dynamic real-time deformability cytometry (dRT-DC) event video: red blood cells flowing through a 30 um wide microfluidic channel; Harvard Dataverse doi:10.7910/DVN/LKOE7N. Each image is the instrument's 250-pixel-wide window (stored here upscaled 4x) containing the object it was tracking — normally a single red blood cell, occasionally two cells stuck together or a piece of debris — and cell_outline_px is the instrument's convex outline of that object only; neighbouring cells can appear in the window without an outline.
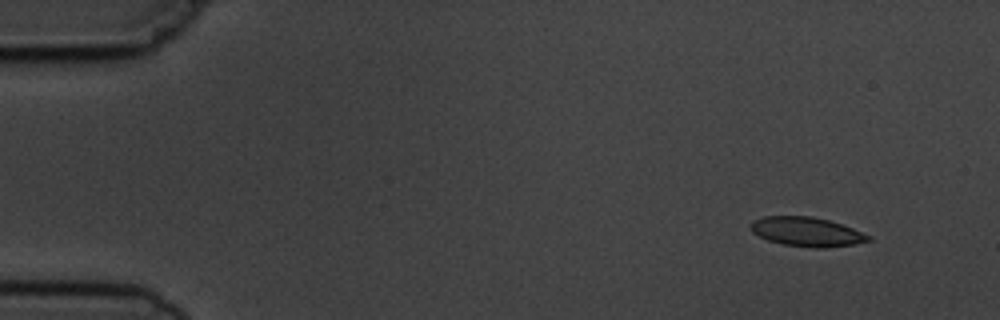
{"species": "common noctule bat (a hibernating species)", "species_latin": "Nyctalus noctula", "temperature_condition": "cold", "stored_images_in_passage": 4, "camera_frame_rate_fps": 3000, "um_per_image_px": 0.085, "animal": {"sex": "male", "body_mass_g": 19.5, "forearm_length_mm": 54.6}, "frame": {"image": 1, "passage_image": 1, "time_ms": 0.0, "image_size_px": [1000, 320], "cell_outline_px": [[872, 240], [852, 244], [824, 248], [812, 248], [784, 244], [768, 240], [752, 232], [748, 224], [752, 220], [764, 216], [812, 216], [828, 220], [852, 228], [872, 236]], "centroid_in_image_um": [68.54, 19.69], "position_along_channel_um": 16.5, "area_um2": 20.06}}
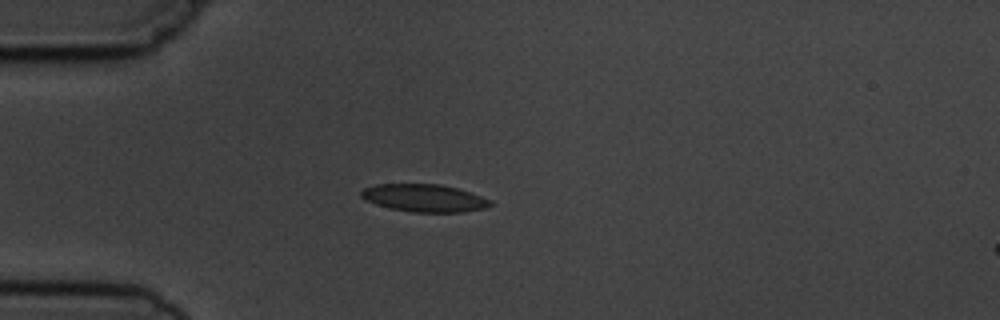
{"frame": {"image": 2, "passage_image": 4, "time_ms": 3.333, "image_size_px": [1000, 320], "cell_outline_px": [[492, 204], [484, 208], [464, 212], [412, 212], [392, 208], [376, 204], [364, 200], [360, 196], [360, 192], [364, 188], [376, 184], [440, 184], [456, 188], [492, 200]], "centroid_in_image_um": [36.03, 16.83], "position_along_channel_um": 49.0, "area_um2": 20.63}}